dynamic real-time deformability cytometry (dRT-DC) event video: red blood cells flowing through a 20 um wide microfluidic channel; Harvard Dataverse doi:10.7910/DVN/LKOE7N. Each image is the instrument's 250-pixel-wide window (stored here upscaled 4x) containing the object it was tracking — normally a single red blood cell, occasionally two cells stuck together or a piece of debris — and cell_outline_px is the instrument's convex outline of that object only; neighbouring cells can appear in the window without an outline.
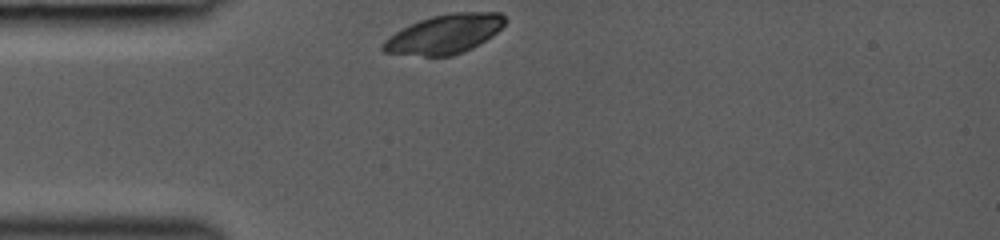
{"species": "common noctule bat (a hibernating species)", "species_latin": "Nyctalus noctula", "temperature_condition": "room temperature", "stored_images_in_passage": 17, "camera_frame_rate_fps": 3000, "um_per_image_px": 0.085, "animal": {"sex": "female", "body_mass_g": 19.0, "forearm_length_mm": 53.3}, "frame": {"image": 1, "passage_image": 1, "time_ms": 0.0, "image_size_px": [1000, 240], "cell_outline_px": [[504, 24], [492, 36], [472, 48], [464, 52], [452, 56], [424, 56], [384, 52], [380, 48], [380, 44], [388, 36], [420, 20], [432, 16], [452, 12], [500, 12], [504, 16]], "centroid_in_image_um": [37.77, 2.9], "position_along_channel_um": 47.2, "area_um2": 27.69}}
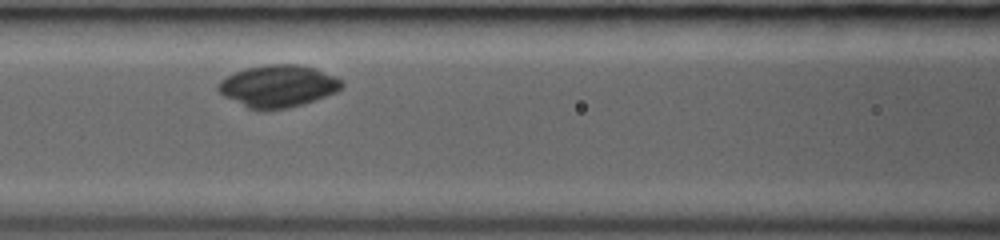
{"frame": {"image": 2, "passage_image": 12, "time_ms": 2.667, "image_size_px": [1000, 240], "cell_outline_px": [[344, 84], [336, 92], [304, 104], [288, 108], [264, 112], [260, 112], [248, 108], [224, 96], [216, 88], [216, 84], [224, 76], [244, 68], [264, 64], [300, 64], [316, 68], [336, 76]], "centroid_in_image_um": [23.59, 7.32], "position_along_channel_um": 143.0, "area_um2": 30.98}}
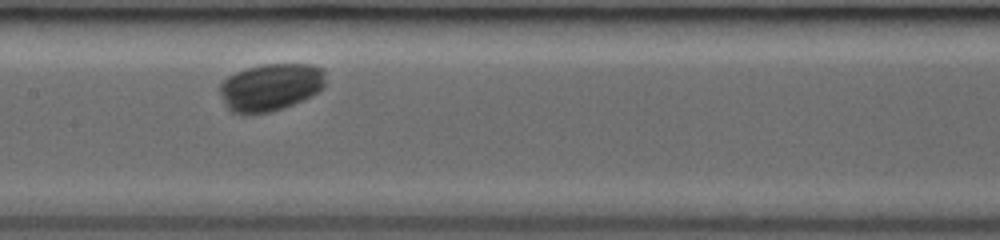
{"frame": {"image": 3, "passage_image": 16, "time_ms": 3.667, "image_size_px": [1000, 240], "cell_outline_px": [[324, 88], [292, 104], [268, 112], [244, 116], [232, 112], [224, 104], [220, 92], [220, 84], [228, 76], [236, 72], [260, 64], [308, 64], [324, 68]], "centroid_in_image_um": [22.96, 7.41], "position_along_channel_um": 184.4, "area_um2": 29.13}}